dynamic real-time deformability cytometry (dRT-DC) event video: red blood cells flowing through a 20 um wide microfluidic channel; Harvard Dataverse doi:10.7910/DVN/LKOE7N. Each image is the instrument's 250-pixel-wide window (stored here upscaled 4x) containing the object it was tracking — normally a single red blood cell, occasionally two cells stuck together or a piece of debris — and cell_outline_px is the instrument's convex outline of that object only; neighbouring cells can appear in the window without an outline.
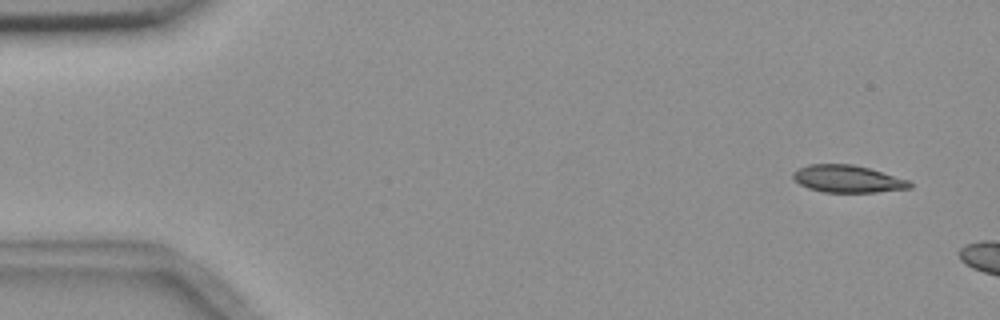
{"species": "common noctule bat (a hibernating species)", "species_latin": "Nyctalus noctula", "temperature_condition": "room temperature", "stored_images_in_passage": 4, "camera_frame_rate_fps": 3000, "um_per_image_px": 0.085, "animal": {"sex": "female", "body_mass_g": 18.4}, "frame": {"image": 1, "passage_image": 1, "time_ms": 0.0, "image_size_px": [1000, 320], "cell_outline_px": [[912, 188], [876, 192], [824, 192], [808, 188], [800, 184], [792, 176], [792, 172], [808, 164], [852, 164], [868, 168], [912, 180]], "centroid_in_image_um": [72.09, 15.2], "position_along_channel_um": 12.9, "area_um2": 18.61}}